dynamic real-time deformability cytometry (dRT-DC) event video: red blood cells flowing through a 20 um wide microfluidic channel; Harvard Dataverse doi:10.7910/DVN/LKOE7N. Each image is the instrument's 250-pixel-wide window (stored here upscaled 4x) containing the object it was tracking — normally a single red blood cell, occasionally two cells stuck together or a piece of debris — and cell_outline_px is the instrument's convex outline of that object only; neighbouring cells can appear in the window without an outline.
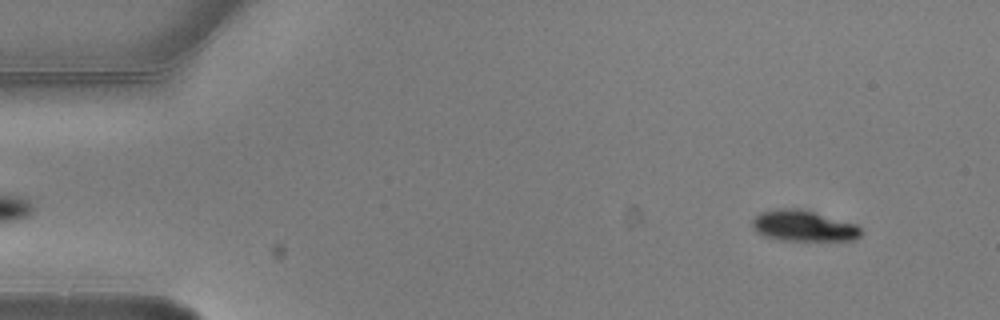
{"species": "common noctule bat (a hibernating species)", "species_latin": "Nyctalus noctula", "temperature_condition": "warm", "stored_images_in_passage": 5, "camera_frame_rate_fps": 3000, "um_per_image_px": 0.085, "animal": {"sex": "male", "body_mass_g": 20.5, "forearm_length_mm": 52.5}, "frame": {"image": 1, "passage_image": 2, "time_ms": 0.333, "image_size_px": [1000, 320], "cell_outline_px": [[860, 236], [856, 240], [780, 240], [764, 236], [756, 232], [752, 228], [752, 220], [760, 212], [780, 208], [800, 208], [856, 224], [860, 228]], "centroid_in_image_um": [68.26, 19.2], "position_along_channel_um": 16.7, "area_um2": 19.54}}
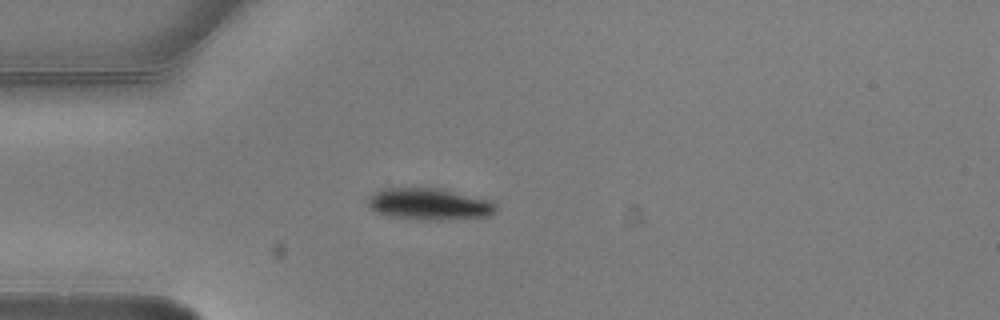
{"frame": {"image": 2, "passage_image": 4, "time_ms": 1.0, "image_size_px": [1000, 320], "cell_outline_px": [[496, 212], [488, 216], [448, 220], [416, 220], [384, 216], [376, 212], [368, 204], [368, 196], [380, 188], [440, 188], [492, 200], [496, 204]], "centroid_in_image_um": [36.48, 17.36], "position_along_channel_um": 48.5, "area_um2": 24.16}}